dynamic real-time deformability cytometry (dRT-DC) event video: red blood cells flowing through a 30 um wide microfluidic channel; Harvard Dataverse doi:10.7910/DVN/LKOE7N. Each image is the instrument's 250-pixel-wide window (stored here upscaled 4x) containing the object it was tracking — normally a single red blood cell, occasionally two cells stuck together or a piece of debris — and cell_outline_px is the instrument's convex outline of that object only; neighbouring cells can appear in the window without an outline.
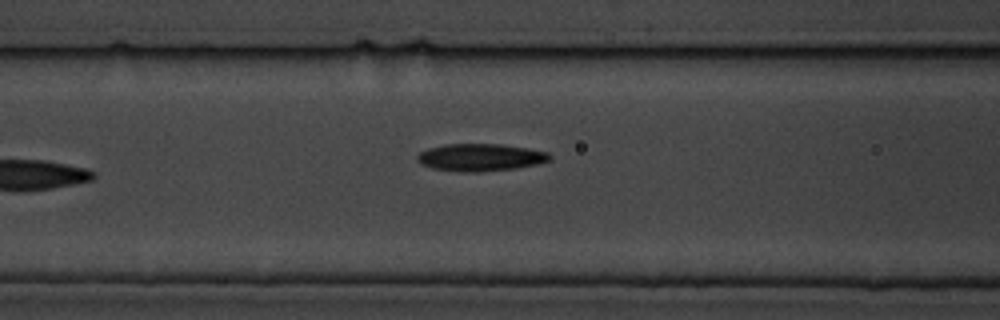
{"species": "common noctule bat (a hibernating species)", "species_latin": "Nyctalus noctula", "temperature_condition": "cold", "stored_images_in_passage": 16, "camera_frame_rate_fps": 3000, "um_per_image_px": 0.085, "animal": {"sex": "male", "body_mass_g": 19.5, "forearm_length_mm": 54.6}, "frame": {"image": 1, "passage_image": 7, "time_ms": 8.0, "image_size_px": [1000, 320], "cell_outline_px": [[552, 160], [536, 164], [516, 168], [476, 172], [460, 172], [432, 168], [420, 164], [416, 156], [420, 152], [428, 148], [448, 144], [500, 144], [528, 148], [548, 152], [552, 156]], "centroid_in_image_um": [40.84, 13.38], "position_along_channel_um": 125.8, "area_um2": 21.15}}
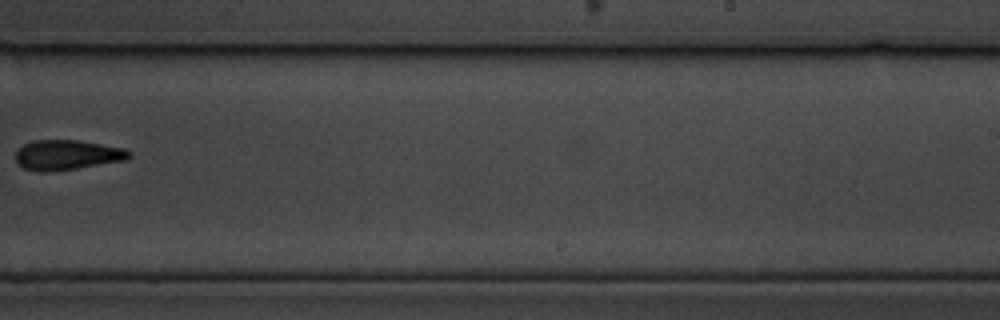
{"frame": {"image": 2, "passage_image": 11, "time_ms": 12.667, "image_size_px": [1000, 320], "cell_outline_px": [[132, 156], [124, 160], [76, 168], [44, 172], [36, 172], [24, 168], [16, 160], [16, 152], [24, 144], [32, 140], [76, 140], [124, 148], [132, 152]], "centroid_in_image_um": [5.69, 13.16], "position_along_channel_um": 283.3, "area_um2": 19.59}}
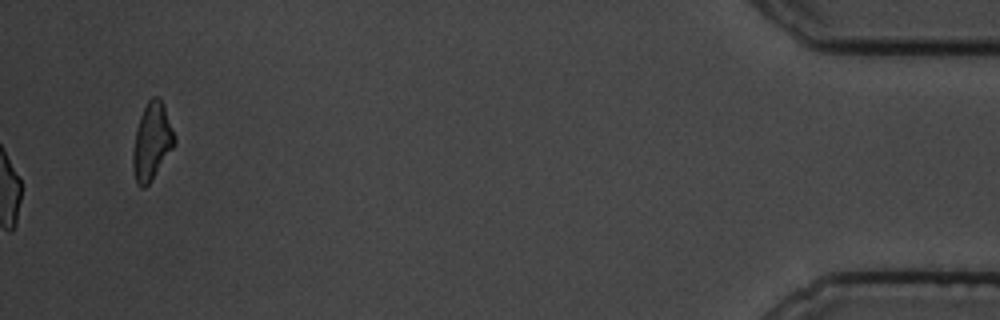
{"frame": {"image": 3, "passage_image": 16, "time_ms": 19.0, "image_size_px": [1000, 320], "cell_outline_px": [[176, 144], [152, 180], [144, 188], [140, 188], [136, 184], [132, 168], [132, 152], [136, 128], [140, 116], [148, 100], [152, 96], [156, 96], [164, 104], [176, 140]], "centroid_in_image_um": [12.89, 12.06], "position_along_channel_um": 422.3, "area_um2": 18.84}}